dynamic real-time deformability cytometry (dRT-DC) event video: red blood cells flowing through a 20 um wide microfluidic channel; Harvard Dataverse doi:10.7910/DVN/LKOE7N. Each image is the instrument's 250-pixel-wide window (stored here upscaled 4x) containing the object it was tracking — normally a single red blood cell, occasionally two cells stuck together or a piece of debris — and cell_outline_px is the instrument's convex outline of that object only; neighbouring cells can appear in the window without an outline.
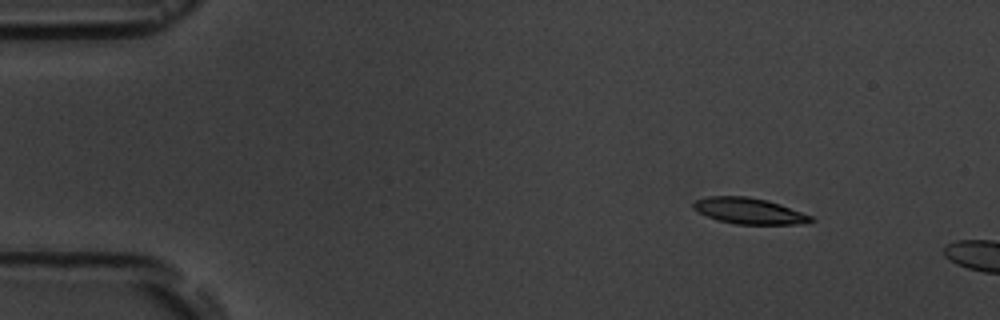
{"species": "common noctule bat (a hibernating species)", "species_latin": "Nyctalus noctula", "temperature_condition": "room temperature", "stored_images_in_passage": 3, "camera_frame_rate_fps": 3000, "um_per_image_px": 0.085, "animal": {"sex": "male", "body_mass_g": 19.5, "forearm_length_mm": 54.6}, "frame": {"image": 1, "passage_image": 2, "time_ms": 1.0, "image_size_px": [1000, 320], "cell_outline_px": [[816, 220], [804, 224], [736, 224], [720, 220], [708, 216], [692, 208], [692, 204], [696, 200], [708, 196], [744, 196], [768, 200], [780, 204], [812, 216]], "centroid_in_image_um": [63.7, 17.93], "position_along_channel_um": 21.3, "area_um2": 17.69}}